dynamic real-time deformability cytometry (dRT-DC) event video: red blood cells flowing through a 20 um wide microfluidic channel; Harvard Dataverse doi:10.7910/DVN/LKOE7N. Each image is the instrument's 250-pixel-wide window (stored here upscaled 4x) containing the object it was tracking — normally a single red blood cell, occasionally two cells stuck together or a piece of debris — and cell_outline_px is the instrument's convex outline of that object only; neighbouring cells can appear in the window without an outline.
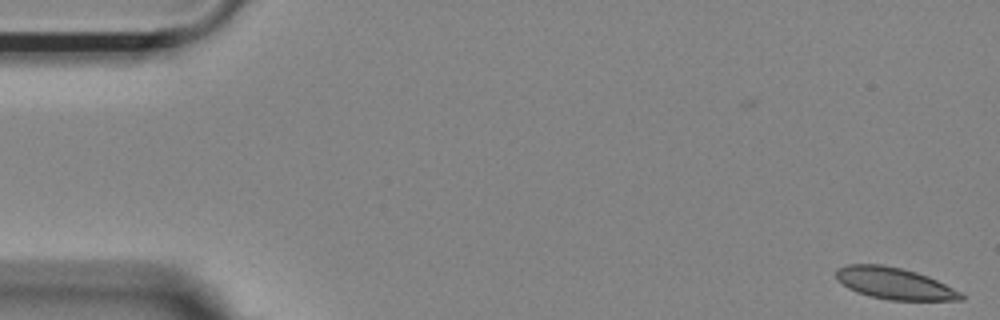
{"species": "Egyptian fruit bat (a non-hibernating species)", "species_latin": "Rousettus aegyptiacus", "temperature_condition": "room temperature", "stored_images_in_passage": 54, "camera_frame_rate_fps": 3000, "um_per_image_px": 0.085, "animal": {"sex": "female"}, "frame": {"image": 1, "passage_image": 1, "time_ms": 0.0, "image_size_px": [1000, 320], "cell_outline_px": [[964, 300], [888, 300], [856, 292], [848, 288], [836, 280], [836, 268], [848, 264], [880, 264], [900, 268], [916, 272], [928, 276], [960, 292], [964, 296]], "centroid_in_image_um": [75.98, 24.09], "position_along_channel_um": 9.0, "area_um2": 22.89}}
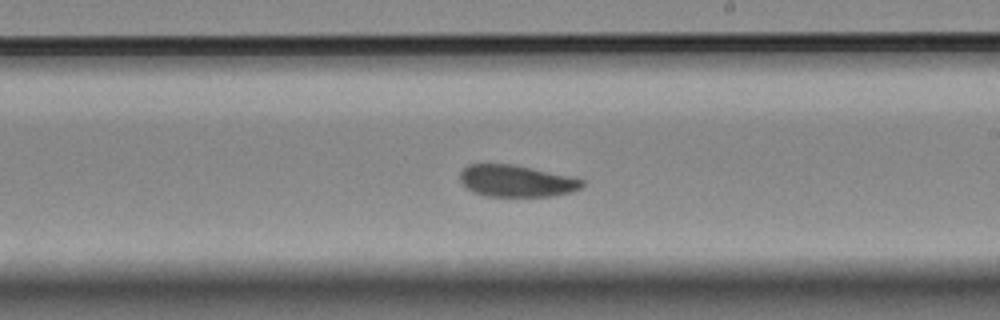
{"frame": {"image": 2, "passage_image": 31, "time_ms": 10.0, "image_size_px": [1000, 320], "cell_outline_px": [[584, 184], [580, 188], [568, 192], [552, 196], [484, 196], [472, 192], [460, 180], [460, 172], [468, 164], [512, 164], [572, 176], [584, 180]], "centroid_in_image_um": [43.88, 15.38], "position_along_channel_um": 245.1, "area_um2": 22.54}}
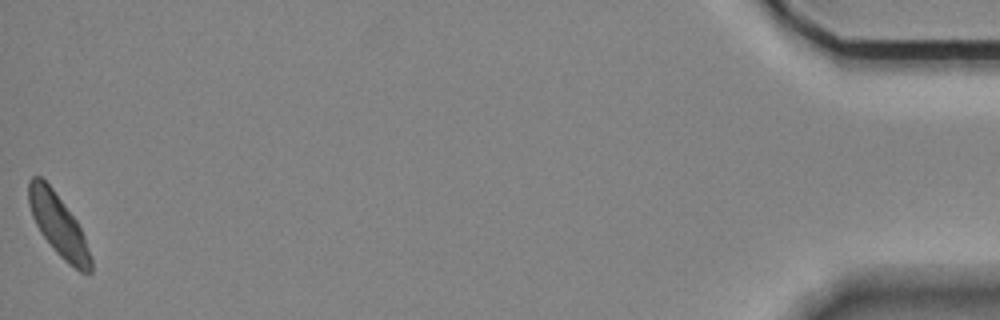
{"frame": {"image": 3, "passage_image": 54, "time_ms": 17.667, "image_size_px": [1000, 320], "cell_outline_px": [[92, 272], [88, 276], [80, 272], [68, 264], [56, 252], [40, 232], [32, 216], [28, 204], [28, 180], [32, 176], [40, 176], [52, 188], [76, 220], [84, 236], [92, 260]], "centroid_in_image_um": [4.96, 19.16], "position_along_channel_um": 430.2, "area_um2": 22.37}}